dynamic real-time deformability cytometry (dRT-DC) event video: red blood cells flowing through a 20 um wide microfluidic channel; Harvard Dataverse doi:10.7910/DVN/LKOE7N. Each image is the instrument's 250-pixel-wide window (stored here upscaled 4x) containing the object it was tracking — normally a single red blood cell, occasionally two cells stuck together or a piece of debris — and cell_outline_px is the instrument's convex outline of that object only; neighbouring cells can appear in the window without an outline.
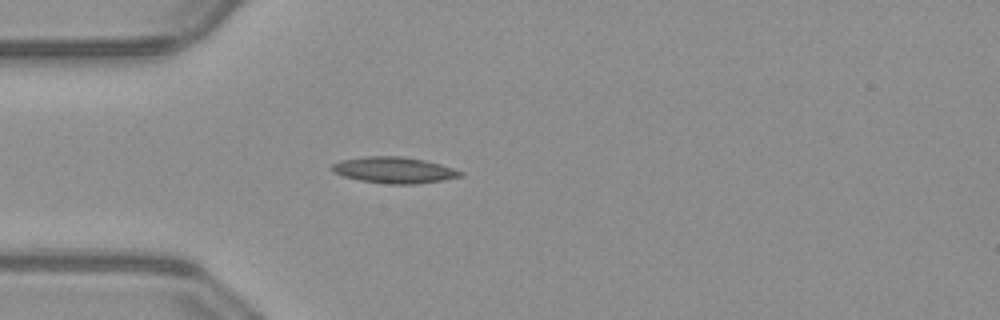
{"species": "common noctule bat (a hibernating species)", "species_latin": "Nyctalus noctula", "temperature_condition": "warm", "stored_images_in_passage": 38, "camera_frame_rate_fps": 3000, "um_per_image_px": 0.085, "animal": {"sex": "male", "body_mass_g": 23.1, "forearm_length_mm": 52.7}, "frame": {"image": 1, "passage_image": 1, "time_ms": 0.0, "image_size_px": [1000, 320], "cell_outline_px": [[464, 176], [444, 180], [416, 184], [388, 184], [360, 180], [344, 176], [332, 172], [328, 168], [332, 164], [340, 160], [364, 156], [400, 156], [424, 160], [440, 164], [464, 172]], "centroid_in_image_um": [33.48, 14.45], "position_along_channel_um": 51.5, "area_um2": 19.77}}
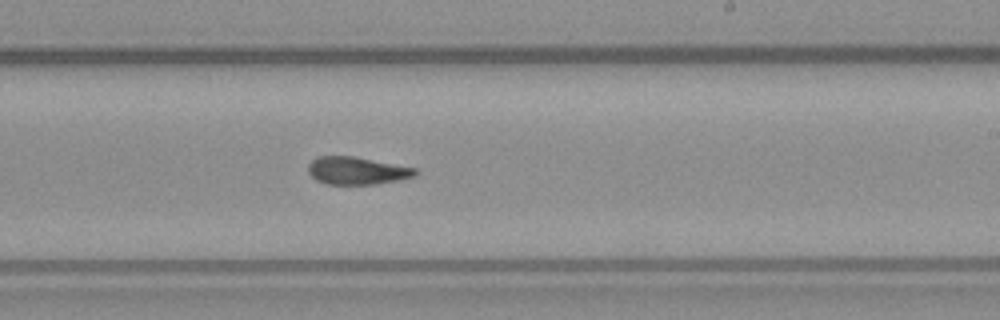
{"frame": {"image": 2, "passage_image": 17, "time_ms": 5.333, "image_size_px": [1000, 320], "cell_outline_px": [[420, 172], [416, 176], [400, 180], [376, 184], [324, 184], [316, 180], [308, 172], [308, 164], [316, 156], [352, 156], [416, 168]], "centroid_in_image_um": [30.34, 14.51], "position_along_channel_um": 258.7, "area_um2": 17.34}}
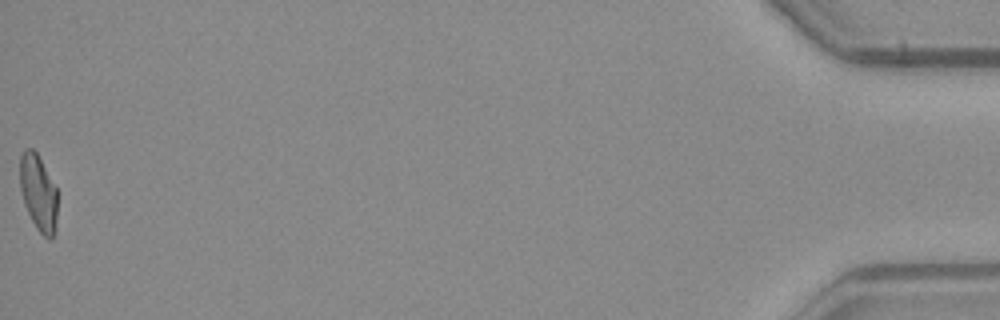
{"frame": {"image": 3, "passage_image": 38, "time_ms": 12.333, "image_size_px": [1000, 320], "cell_outline_px": [[56, 232], [52, 240], [48, 240], [36, 228], [24, 204], [20, 188], [20, 156], [24, 148], [32, 148], [36, 152], [56, 188]], "centroid_in_image_um": [3.25, 16.41], "position_along_channel_um": 431.9, "area_um2": 16.59}, "authors_computed_cell_mechanics": {"area_um2": 17.6579, "velocity_mm_per_s": 4.0253, "shape_relaxation_time_tau1_ms": null, "shape_relaxation_time_tau2_ms": 3.1657, "deformation_change_tau1": null, "deformation_change_tau2": 0.092}}